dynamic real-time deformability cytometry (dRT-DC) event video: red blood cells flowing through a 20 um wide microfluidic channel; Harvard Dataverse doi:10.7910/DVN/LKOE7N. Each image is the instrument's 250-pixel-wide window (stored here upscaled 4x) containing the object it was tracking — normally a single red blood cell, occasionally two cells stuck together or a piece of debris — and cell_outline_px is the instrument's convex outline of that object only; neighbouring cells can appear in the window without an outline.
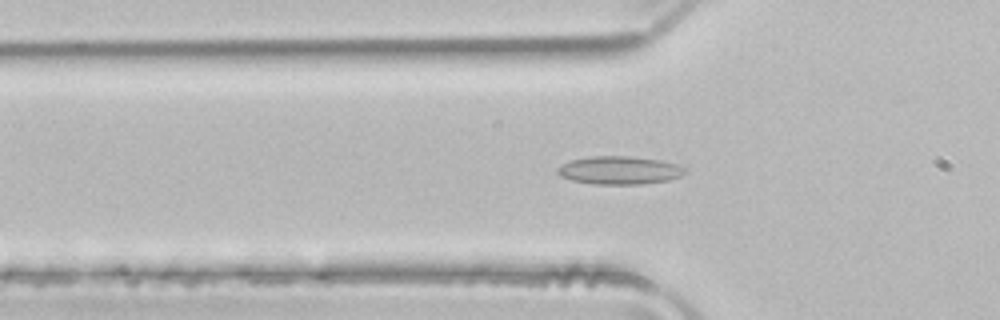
{"species": "common noctule bat (a hibernating species)", "species_latin": "Nyctalus noctula", "temperature_condition": "room temperature", "stored_images_in_passage": 46, "camera_frame_rate_fps": 3000, "um_per_image_px": 0.085, "animal": {"sex": "male", "body_mass_g": 21.5, "forearm_length_mm": 52.0}, "frame": {"image": 1, "passage_image": 12, "time_ms": 3.667, "image_size_px": [1000, 320], "cell_outline_px": [[688, 172], [680, 176], [668, 180], [640, 184], [592, 184], [572, 180], [560, 176], [556, 172], [556, 168], [572, 160], [588, 156], [632, 156], [660, 160], [676, 164], [688, 168]], "centroid_in_image_um": [52.67, 14.47], "position_along_channel_um": 73.1, "area_um2": 20.98}}
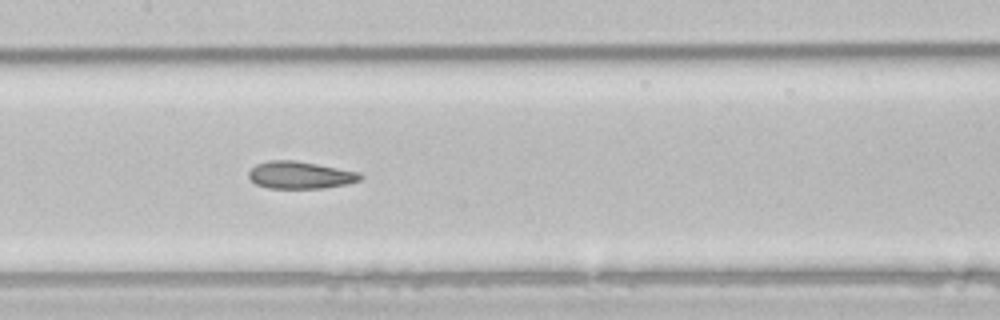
{"frame": {"image": 2, "passage_image": 20, "time_ms": 6.333, "image_size_px": [1000, 320], "cell_outline_px": [[364, 176], [360, 180], [348, 184], [324, 188], [268, 188], [256, 184], [248, 176], [248, 172], [256, 164], [268, 160], [296, 160], [360, 172]], "centroid_in_image_um": [25.53, 14.88], "position_along_channel_um": 181.9, "area_um2": 17.86}}
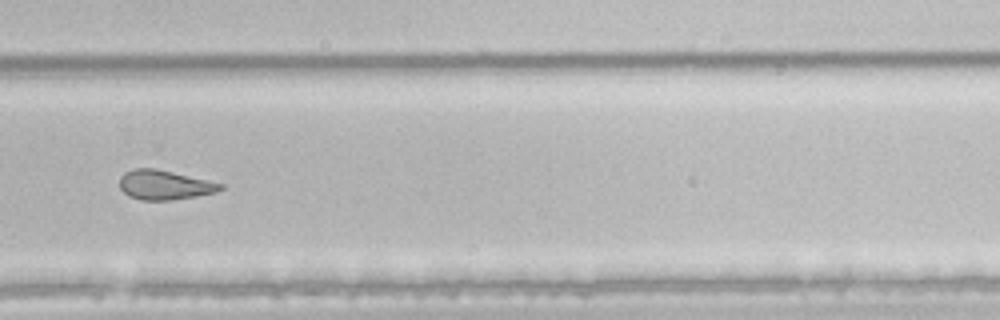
{"frame": {"image": 3, "passage_image": 30, "time_ms": 9.667, "image_size_px": [1000, 320], "cell_outline_px": [[224, 188], [216, 192], [196, 196], [172, 200], [140, 200], [128, 196], [120, 188], [120, 176], [124, 172], [132, 168], [152, 168], [172, 172], [208, 180], [224, 184]], "centroid_in_image_um": [13.96, 15.72], "position_along_channel_um": 315.8, "area_um2": 17.34}, "authors_computed_cell_mechanics": {"area_um2": 20.0855, "velocity_mm_per_s": 4.0395, "shape_relaxation_time_tau1_ms": null, "shape_relaxation_time_tau2_ms": 2.9963, "deformation_change_tau1": null, "deformation_change_tau2": 0.1059}}